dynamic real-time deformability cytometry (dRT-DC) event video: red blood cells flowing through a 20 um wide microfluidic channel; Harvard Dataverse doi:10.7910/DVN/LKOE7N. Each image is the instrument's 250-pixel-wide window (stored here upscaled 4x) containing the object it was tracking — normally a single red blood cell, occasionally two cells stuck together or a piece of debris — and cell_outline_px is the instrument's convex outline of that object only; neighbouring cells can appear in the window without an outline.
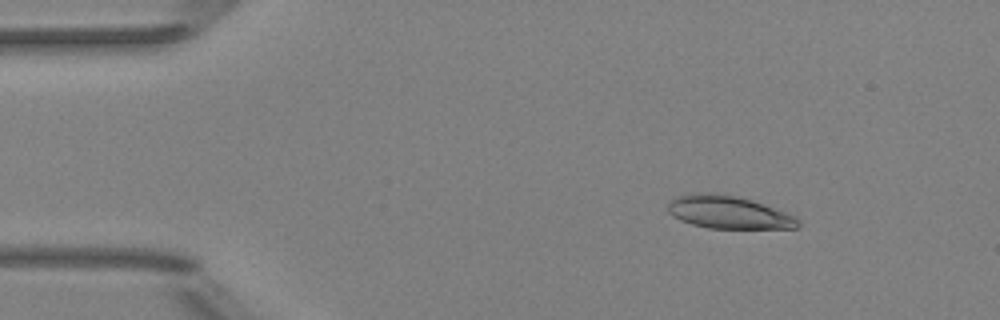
{"species": "Egyptian fruit bat (a non-hibernating species)", "species_latin": "Rousettus aegyptiacus", "temperature_condition": "room temperature", "stored_images_in_passage": 6, "camera_frame_rate_fps": 3000, "um_per_image_px": 0.085, "animal": {"sex": "female"}, "frame": {"image": 1, "passage_image": 2, "time_ms": 1.333, "image_size_px": [1000, 320], "cell_outline_px": [[800, 228], [708, 228], [692, 224], [680, 220], [672, 216], [668, 212], [668, 204], [676, 196], [688, 192], [708, 192], [740, 196], [752, 200], [796, 216], [800, 220]], "centroid_in_image_um": [61.91, 18.03], "position_along_channel_um": 23.1, "area_um2": 25.14}}
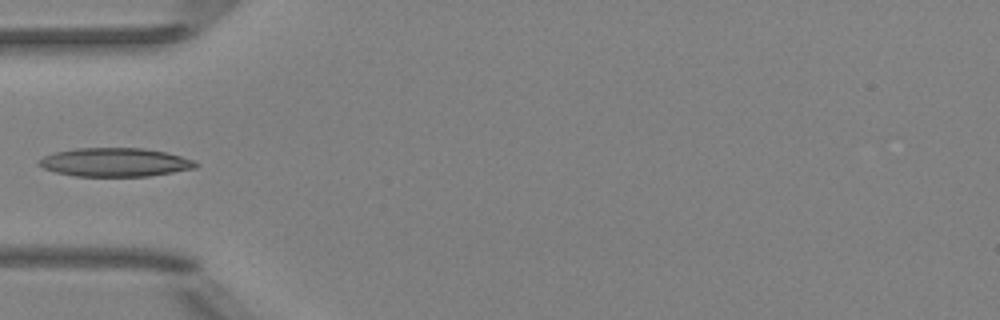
{"frame": {"image": 2, "passage_image": 5, "time_ms": 4.667, "image_size_px": [1000, 320], "cell_outline_px": [[200, 164], [196, 168], [148, 176], [76, 176], [56, 172], [44, 168], [36, 164], [44, 156], [56, 152], [76, 148], [144, 148], [164, 152], [180, 156], [192, 160]], "centroid_in_image_um": [9.77, 13.79], "position_along_channel_um": 75.2, "area_um2": 25.95}}
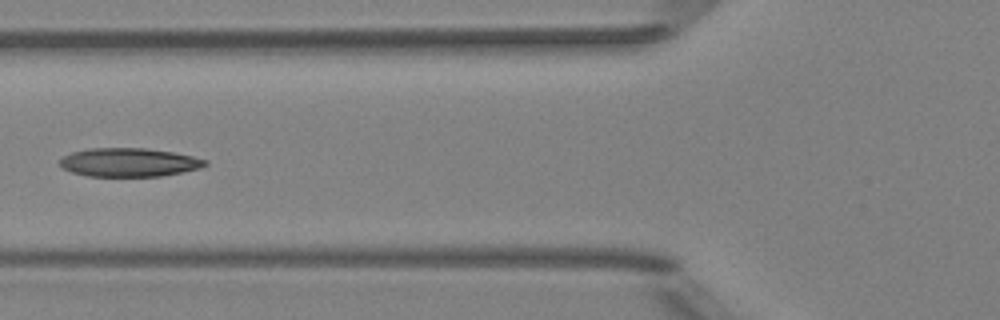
{"frame": {"image": 3, "passage_image": 6, "time_ms": 5.667, "image_size_px": [1000, 320], "cell_outline_px": [[208, 164], [200, 168], [160, 176], [88, 176], [72, 172], [64, 168], [60, 164], [60, 160], [64, 156], [72, 152], [88, 148], [148, 148], [172, 152], [192, 156], [208, 160]], "centroid_in_image_um": [10.98, 13.79], "position_along_channel_um": 114.8, "area_um2": 24.1}}